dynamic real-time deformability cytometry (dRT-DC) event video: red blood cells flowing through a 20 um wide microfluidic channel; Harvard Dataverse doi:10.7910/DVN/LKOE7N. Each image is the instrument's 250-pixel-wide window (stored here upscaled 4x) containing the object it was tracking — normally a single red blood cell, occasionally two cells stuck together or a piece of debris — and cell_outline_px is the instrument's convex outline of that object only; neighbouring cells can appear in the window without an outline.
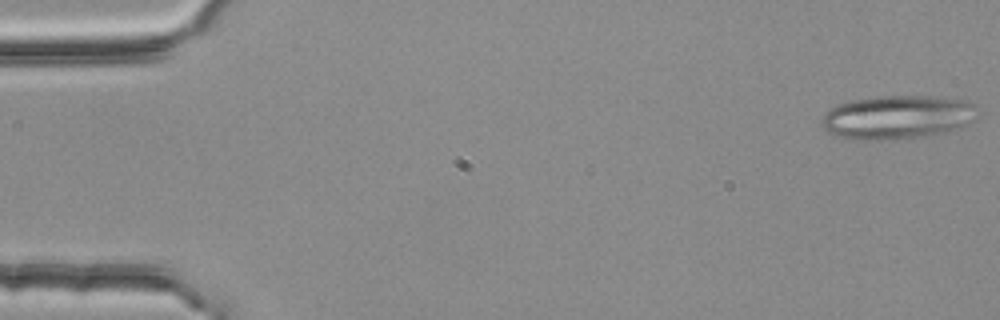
{"species": "common noctule bat (a hibernating species)", "species_latin": "Nyctalus noctula", "temperature_condition": "room temperature", "stored_images_in_passage": 5, "camera_frame_rate_fps": 3000, "um_per_image_px": 0.085, "animal": {"sex": "female", "body_mass_g": 25.1}, "frame": {"image": 1, "passage_image": 1, "time_ms": 0.0, "image_size_px": [1000, 320], "cell_outline_px": [[972, 120], [956, 128], [932, 136], [904, 140], [856, 140], [840, 136], [828, 132], [820, 124], [820, 120], [824, 112], [840, 104], [856, 100], [876, 96], [928, 96], [964, 100], [972, 104]], "centroid_in_image_um": [76.18, 9.99], "position_along_channel_um": 8.8, "area_um2": 39.42}}